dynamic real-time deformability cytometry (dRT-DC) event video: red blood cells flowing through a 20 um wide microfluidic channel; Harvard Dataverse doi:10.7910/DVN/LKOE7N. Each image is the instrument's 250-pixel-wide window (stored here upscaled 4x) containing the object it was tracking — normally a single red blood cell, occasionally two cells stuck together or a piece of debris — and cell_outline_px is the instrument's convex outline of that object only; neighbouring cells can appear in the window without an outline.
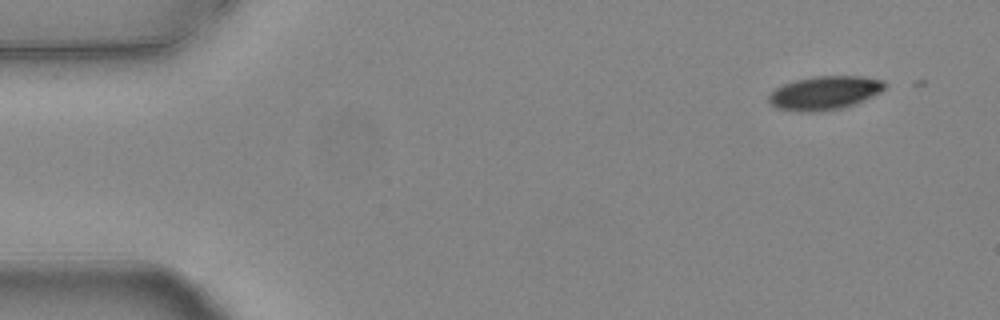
{"species": "common noctule bat (a hibernating species)", "species_latin": "Nyctalus noctula", "temperature_condition": "warm", "stored_images_in_passage": 5, "camera_frame_rate_fps": 3000, "um_per_image_px": 0.085, "animal": {"sex": "female", "body_mass_g": 24.6, "forearm_length_mm": 56.2}, "frame": {"image": 1, "passage_image": 1, "time_ms": 0.0, "image_size_px": [1000, 320], "cell_outline_px": [[888, 84], [880, 92], [864, 100], [840, 108], [816, 112], [800, 112], [776, 108], [768, 100], [768, 96], [776, 88], [784, 84], [796, 80], [812, 76], [860, 76], [884, 80]], "centroid_in_image_um": [70.09, 7.89], "position_along_channel_um": 14.9, "area_um2": 22.66}}